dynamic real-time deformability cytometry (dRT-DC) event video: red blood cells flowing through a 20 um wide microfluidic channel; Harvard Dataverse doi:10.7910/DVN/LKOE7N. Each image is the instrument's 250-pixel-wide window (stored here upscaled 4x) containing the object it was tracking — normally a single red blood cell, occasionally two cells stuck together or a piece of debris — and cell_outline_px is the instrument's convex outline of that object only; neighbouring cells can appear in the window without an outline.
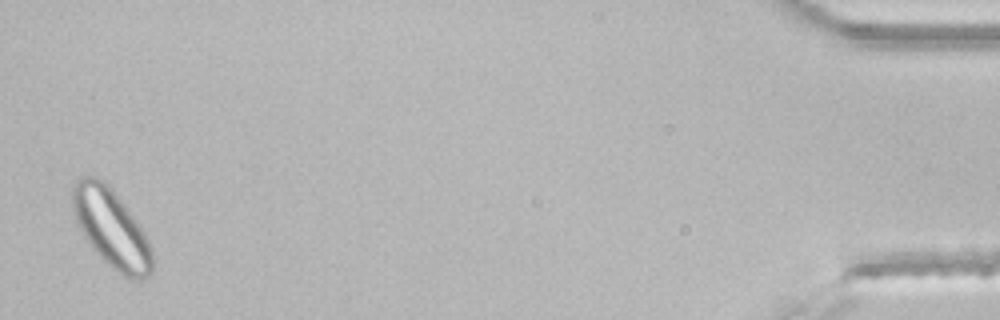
{"species": "common noctule bat (a hibernating species)", "species_latin": "Nyctalus noctula", "temperature_condition": "room temperature", "stored_images_in_passage": 44, "segment_of_instrument_passage": [2, 2], "camera_frame_rate_fps": 3000, "um_per_image_px": 0.085, "animal": {"sex": "male", "body_mass_g": 21.5, "forearm_length_mm": 52.0}, "frame": {"image": 1, "passage_image": 43, "time_ms": 14.0, "image_size_px": [1000, 320], "cell_outline_px": [[152, 272], [148, 276], [140, 280], [128, 280], [116, 272], [92, 248], [84, 236], [76, 220], [72, 208], [72, 188], [76, 180], [80, 176], [96, 176], [104, 180], [112, 188], [128, 208], [140, 224], [152, 248]], "centroid_in_image_um": [9.47, 19.4], "position_along_channel_um": 425.7, "area_um2": 36.82}}